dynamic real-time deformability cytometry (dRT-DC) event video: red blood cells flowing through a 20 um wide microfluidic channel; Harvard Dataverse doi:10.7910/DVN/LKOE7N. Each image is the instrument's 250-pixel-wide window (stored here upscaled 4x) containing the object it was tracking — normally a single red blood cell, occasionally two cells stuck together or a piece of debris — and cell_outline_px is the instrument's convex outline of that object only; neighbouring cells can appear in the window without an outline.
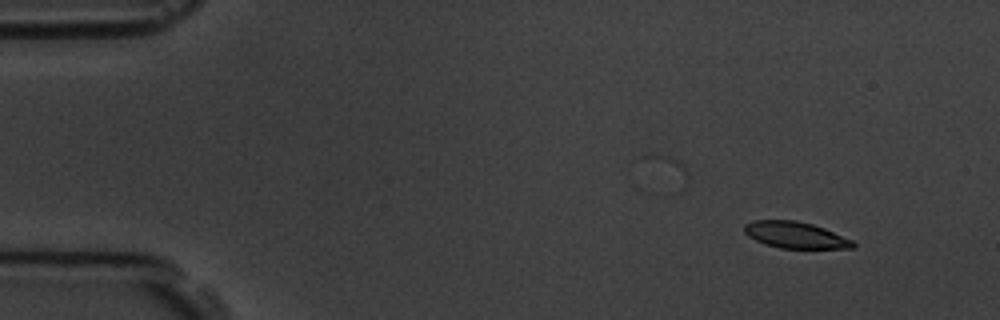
{"species": "common noctule bat (a hibernating species)", "species_latin": "Nyctalus noctula", "temperature_condition": "room temperature", "stored_images_in_passage": 6, "camera_frame_rate_fps": 3000, "um_per_image_px": 0.085, "animal": {"sex": "male", "body_mass_g": 19.5, "forearm_length_mm": 54.6}, "frame": {"image": 1, "passage_image": 1, "time_ms": 0.0, "image_size_px": [1000, 320], "cell_outline_px": [[856, 248], [780, 248], [764, 244], [748, 236], [744, 232], [744, 224], [752, 220], [796, 220], [812, 224], [824, 228], [852, 240], [856, 244]], "centroid_in_image_um": [67.58, 19.97], "position_along_channel_um": 17.4, "area_um2": 16.76}}
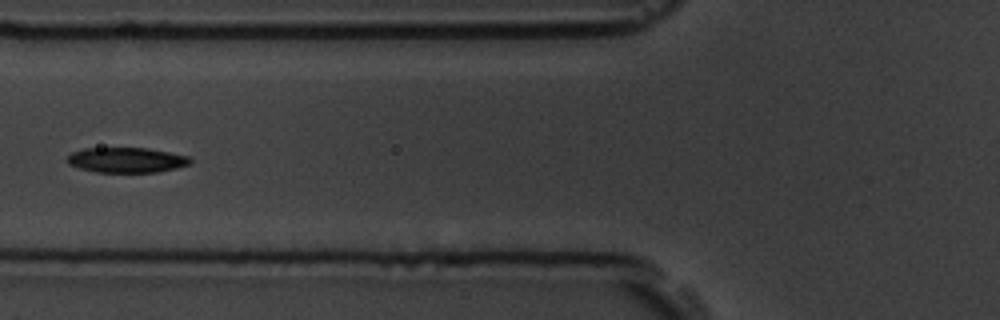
{"frame": {"image": 2, "passage_image": 5, "time_ms": 5.333, "image_size_px": [1000, 320], "cell_outline_px": [[192, 164], [176, 168], [156, 172], [96, 172], [80, 168], [68, 164], [68, 156], [72, 152], [84, 148], [148, 148], [192, 156]], "centroid_in_image_um": [10.82, 13.59], "position_along_channel_um": 115.0, "area_um2": 18.15}}
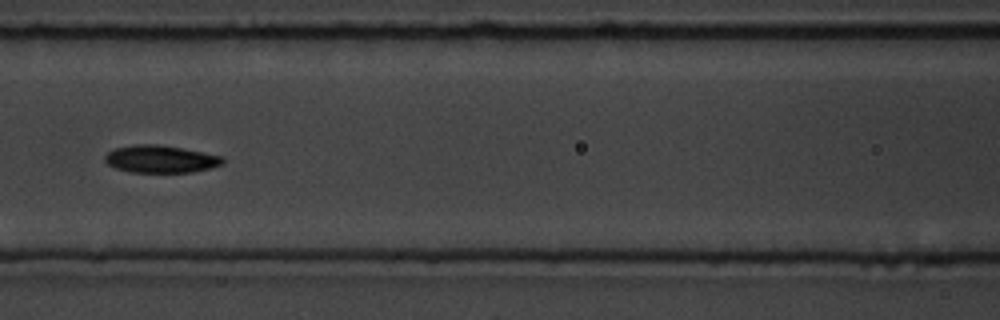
{"frame": {"image": 3, "passage_image": 6, "time_ms": 6.333, "image_size_px": [1000, 320], "cell_outline_px": [[224, 164], [192, 172], [132, 172], [116, 168], [108, 164], [104, 160], [104, 156], [108, 152], [116, 148], [136, 144], [156, 144], [180, 148], [224, 156]], "centroid_in_image_um": [13.66, 13.52], "position_along_channel_um": 152.9, "area_um2": 18.67}}